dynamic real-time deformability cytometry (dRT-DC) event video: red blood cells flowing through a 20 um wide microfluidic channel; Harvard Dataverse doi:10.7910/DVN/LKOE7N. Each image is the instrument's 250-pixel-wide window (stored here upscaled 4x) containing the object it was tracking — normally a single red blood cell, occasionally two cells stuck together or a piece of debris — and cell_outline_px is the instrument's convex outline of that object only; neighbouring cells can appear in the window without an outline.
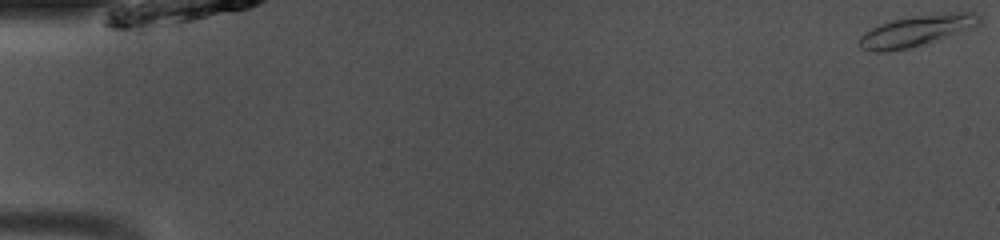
{"species": "common noctule bat (a hibernating species)", "species_latin": "Nyctalus noctula", "temperature_condition": "room temperature", "stored_images_in_passage": 49, "camera_frame_rate_fps": 3000, "um_per_image_px": 0.085, "animal": {"sex": "male", "body_mass_g": 13.0, "forearm_length_mm": 53.1}, "frame": {"image": 1, "passage_image": 1, "time_ms": 0.0, "image_size_px": [1000, 240], "cell_outline_px": [[980, 24], [908, 48], [884, 52], [876, 52], [860, 48], [856, 44], [860, 36], [864, 32], [880, 24], [892, 20], [916, 16], [952, 12], [976, 12], [980, 16]], "centroid_in_image_um": [77.8, 2.61], "position_along_channel_um": 7.2, "area_um2": 20.98}}
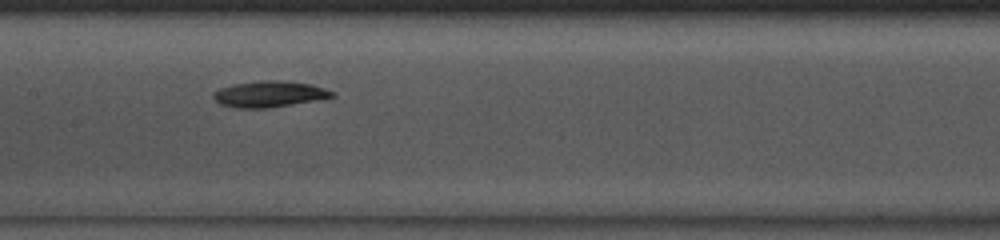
{"frame": {"image": 2, "passage_image": 25, "time_ms": 8.0, "image_size_px": [1000, 240], "cell_outline_px": [[336, 96], [316, 100], [268, 108], [236, 108], [220, 104], [212, 96], [212, 92], [220, 88], [232, 84], [264, 80], [276, 80], [312, 84], [336, 92]], "centroid_in_image_um": [22.89, 7.99], "position_along_channel_um": 184.5, "area_um2": 18.09}}
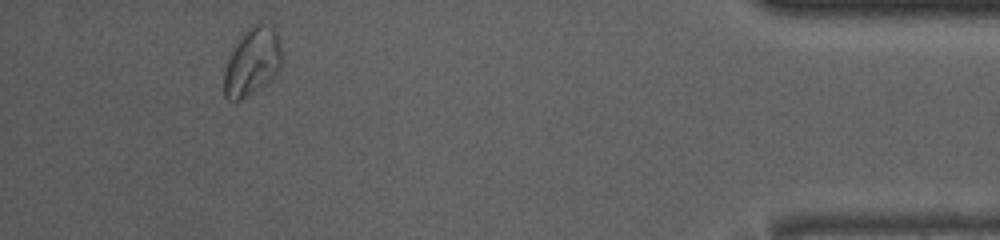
{"frame": {"image": 3, "passage_image": 46, "time_ms": 15.0, "image_size_px": [1000, 240], "cell_outline_px": [[280, 68], [268, 80], [248, 96], [240, 100], [228, 100], [224, 96], [224, 72], [228, 60], [240, 36], [252, 24], [260, 24], [276, 28], [280, 40]], "centroid_in_image_um": [21.42, 5.24], "position_along_channel_um": 413.8, "area_um2": 22.25}, "authors_computed_cell_mechanics": {"area_um2": 18.3226, "velocity_mm_per_s": 4.0828, "shape_relaxation_time_tau1_ms": 3.4173, "shape_relaxation_time_tau2_ms": null, "deformation_change_tau1": 0.1067, "deformation_change_tau2": null}}